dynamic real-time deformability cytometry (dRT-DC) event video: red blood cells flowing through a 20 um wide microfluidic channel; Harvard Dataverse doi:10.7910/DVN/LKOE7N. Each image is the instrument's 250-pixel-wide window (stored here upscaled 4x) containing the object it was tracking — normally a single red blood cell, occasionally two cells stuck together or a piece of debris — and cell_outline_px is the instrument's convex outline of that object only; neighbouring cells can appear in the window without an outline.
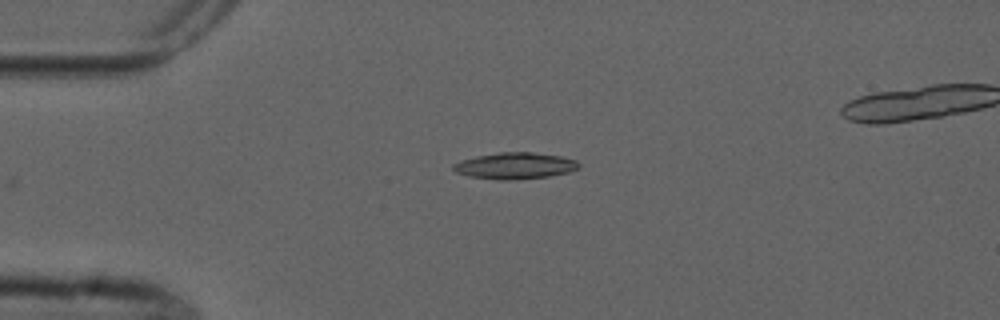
{"species": "common noctule bat (a hibernating species)", "species_latin": "Nyctalus noctula", "temperature_condition": "cold", "stored_images_in_passage": 2, "camera_frame_rate_fps": 3000, "um_per_image_px": 0.085, "animal": {"sex": "male", "forearm_length_mm": 52.5}, "frame": {"image": 1, "passage_image": 2, "time_ms": 1.333, "image_size_px": [1000, 320], "cell_outline_px": [[580, 168], [568, 172], [548, 176], [508, 180], [500, 180], [468, 176], [456, 172], [452, 168], [452, 164], [460, 160], [476, 156], [500, 152], [532, 152], [560, 156], [576, 160], [580, 164]], "centroid_in_image_um": [43.75, 14.08], "position_along_channel_um": 41.2, "area_um2": 19.31}}